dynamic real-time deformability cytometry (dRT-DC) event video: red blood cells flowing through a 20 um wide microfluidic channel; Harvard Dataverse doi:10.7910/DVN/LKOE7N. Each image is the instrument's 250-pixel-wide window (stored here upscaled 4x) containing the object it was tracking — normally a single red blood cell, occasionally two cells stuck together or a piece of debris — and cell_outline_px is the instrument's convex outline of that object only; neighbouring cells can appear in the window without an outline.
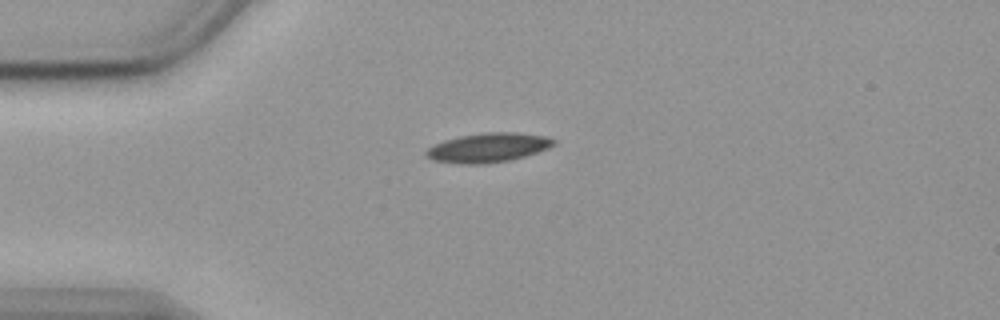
{"species": "common noctule bat (a hibernating species)", "species_latin": "Nyctalus noctula", "temperature_condition": "cold", "stored_images_in_passage": 43, "camera_frame_rate_fps": 3000, "um_per_image_px": 0.085, "animal": {"sex": "female", "body_mass_g": 19.9}, "frame": {"image": 1, "passage_image": 1, "time_ms": 0.0, "image_size_px": [1000, 320], "cell_outline_px": [[556, 144], [548, 148], [512, 160], [484, 164], [460, 164], [432, 160], [424, 156], [424, 152], [428, 148], [444, 140], [460, 136], [484, 132], [516, 132], [548, 136], [556, 140]], "centroid_in_image_um": [41.49, 12.55], "position_along_channel_um": 43.5, "area_um2": 21.96}}
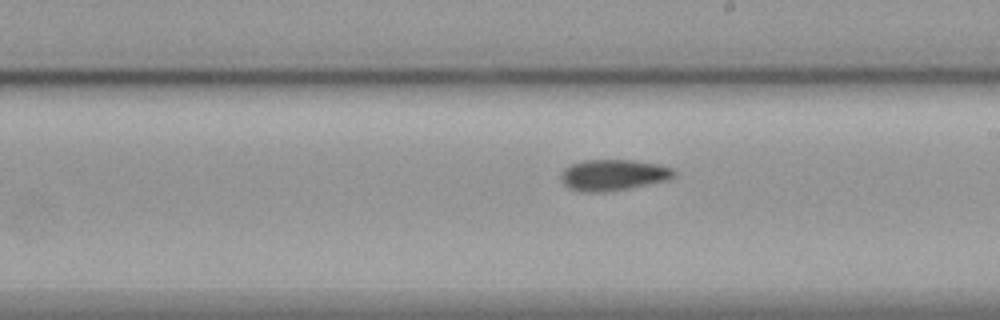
{"frame": {"image": 2, "passage_image": 19, "time_ms": 6.0, "image_size_px": [1000, 320], "cell_outline_px": [[676, 176], [672, 180], [628, 188], [604, 192], [580, 192], [568, 188], [560, 180], [560, 172], [564, 168], [572, 164], [584, 160], [632, 160], [656, 164], [672, 168], [676, 172]], "centroid_in_image_um": [52.12, 14.88], "position_along_channel_um": 236.9, "area_um2": 20.75}}
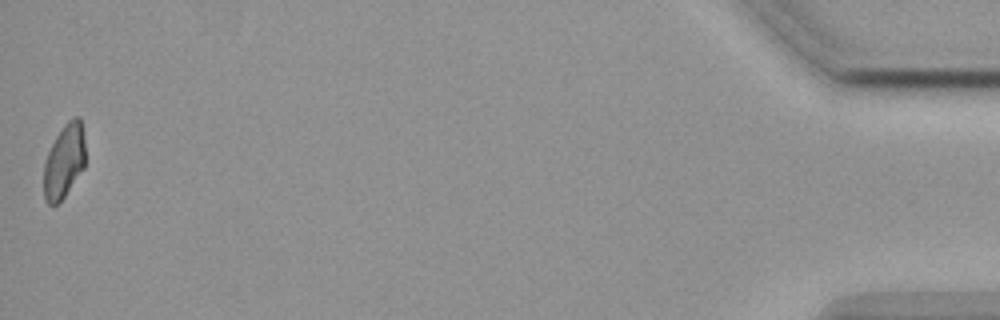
{"frame": {"image": 3, "passage_image": 43, "time_ms": 14.0, "image_size_px": [1000, 320], "cell_outline_px": [[84, 168], [64, 196], [56, 204], [48, 204], [44, 200], [44, 164], [48, 152], [56, 136], [64, 124], [72, 116], [80, 116], [84, 140]], "centroid_in_image_um": [5.45, 13.67], "position_along_channel_um": 429.8, "area_um2": 17.74}}